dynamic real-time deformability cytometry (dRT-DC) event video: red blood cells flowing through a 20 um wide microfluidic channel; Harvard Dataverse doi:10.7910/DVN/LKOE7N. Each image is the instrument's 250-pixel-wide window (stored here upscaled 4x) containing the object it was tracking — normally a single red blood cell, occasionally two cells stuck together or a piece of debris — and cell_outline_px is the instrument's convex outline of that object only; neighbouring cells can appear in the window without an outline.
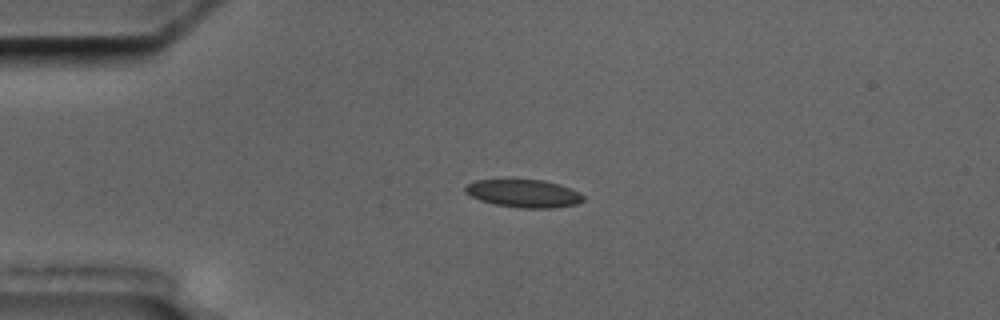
{"species": "common noctule bat (a hibernating species)", "species_latin": "Nyctalus noctula", "temperature_condition": "cold", "stored_images_in_passage": 1, "camera_frame_rate_fps": 3000, "um_per_image_px": 0.085, "animal": {"sex": "male", "body_mass_g": 17.5, "forearm_length_mm": 52.3}, "frame": {"image": 1, "passage_image": 1, "time_ms": 0.0, "image_size_px": [1000, 320], "cell_outline_px": [[584, 200], [576, 204], [552, 208], [520, 208], [496, 204], [480, 200], [464, 192], [464, 188], [468, 184], [476, 180], [544, 180], [560, 184], [580, 192], [584, 196]], "centroid_in_image_um": [44.55, 16.44], "position_along_channel_um": 40.5, "area_um2": 19.07}}